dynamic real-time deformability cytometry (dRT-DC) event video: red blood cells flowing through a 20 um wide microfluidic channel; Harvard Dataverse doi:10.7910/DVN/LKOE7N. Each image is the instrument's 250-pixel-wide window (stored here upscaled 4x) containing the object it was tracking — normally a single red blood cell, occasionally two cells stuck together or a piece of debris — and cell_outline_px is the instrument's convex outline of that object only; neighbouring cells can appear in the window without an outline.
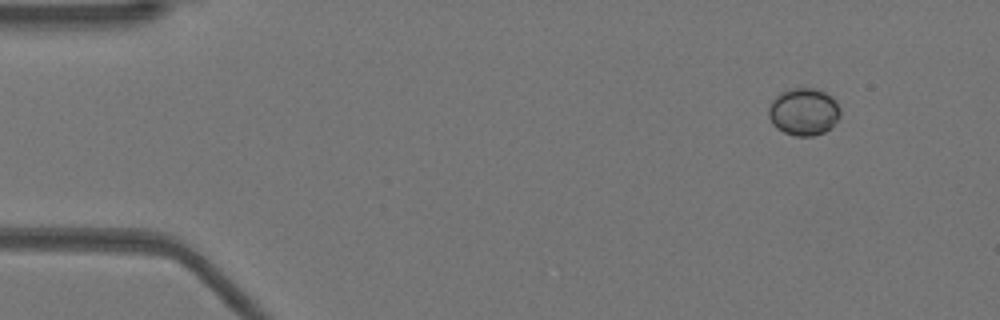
{"species": "Egyptian fruit bat (a non-hibernating species)", "species_latin": "Rousettus aegyptiacus", "temperature_condition": "warm", "stored_images_in_passage": 47, "camera_frame_rate_fps": 3000, "um_per_image_px": 0.085, "animal": {"sex": "female"}, "frame": {"image": 1, "passage_image": 1, "time_ms": 0.0, "image_size_px": [1000, 320], "cell_outline_px": [[840, 116], [832, 128], [824, 132], [812, 136], [796, 136], [784, 132], [776, 128], [772, 124], [768, 116], [768, 108], [772, 100], [780, 92], [788, 88], [816, 88], [832, 96], [836, 100], [840, 108]], "centroid_in_image_um": [68.32, 9.49], "position_along_channel_um": 16.7, "area_um2": 20.11}}
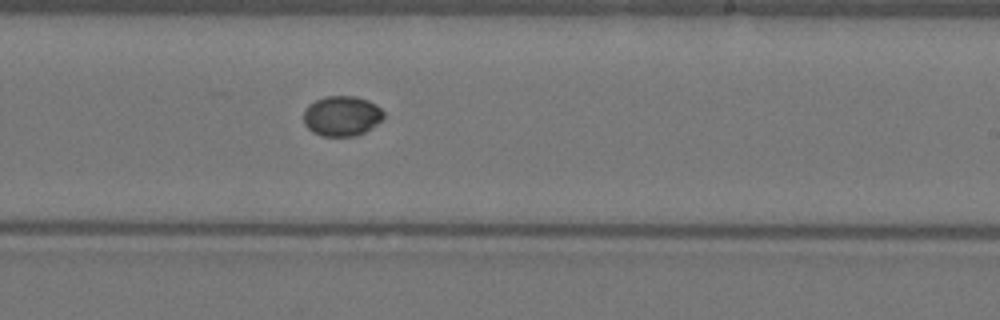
{"frame": {"image": 2, "passage_image": 27, "time_ms": 8.667, "image_size_px": [1000, 320], "cell_outline_px": [[384, 120], [364, 132], [356, 136], [320, 136], [312, 132], [304, 124], [304, 108], [308, 104], [324, 96], [356, 96], [368, 100], [376, 104], [384, 112]], "centroid_in_image_um": [29.06, 9.85], "position_along_channel_um": 259.9, "area_um2": 19.02}}
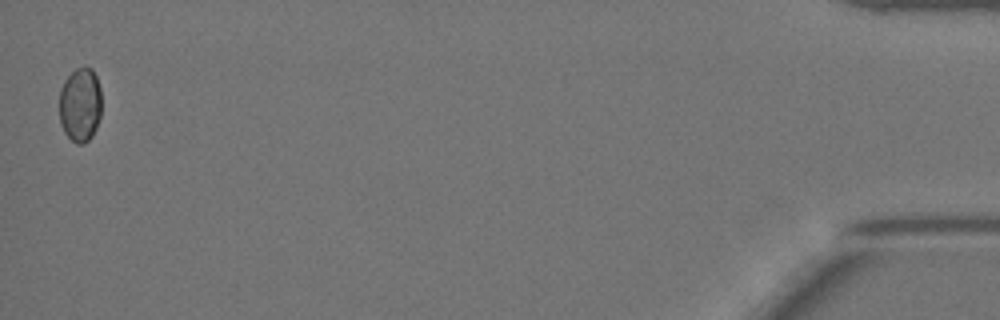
{"frame": {"image": 3, "passage_image": 47, "time_ms": 15.333, "image_size_px": [1000, 320], "cell_outline_px": [[100, 116], [96, 128], [92, 136], [84, 144], [76, 144], [64, 132], [60, 124], [60, 88], [64, 80], [76, 68], [84, 64], [92, 68], [96, 76], [100, 88]], "centroid_in_image_um": [6.81, 8.88], "position_along_channel_um": 428.4, "area_um2": 18.5}}